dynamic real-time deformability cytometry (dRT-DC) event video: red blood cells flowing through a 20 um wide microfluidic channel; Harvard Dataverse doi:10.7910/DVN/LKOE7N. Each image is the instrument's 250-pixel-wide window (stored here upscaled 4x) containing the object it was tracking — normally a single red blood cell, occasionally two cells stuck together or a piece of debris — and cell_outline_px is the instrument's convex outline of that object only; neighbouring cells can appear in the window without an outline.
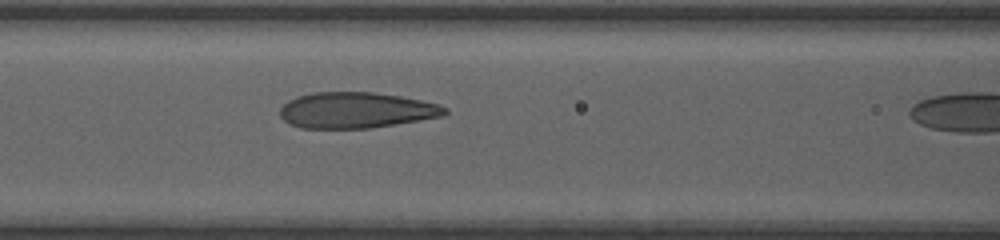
{"species": "human", "species_latin": "Homo sapiens", "temperature_condition": "room temperature", "stored_images_in_passage": 10, "camera_frame_rate_fps": 3000, "um_per_image_px": 0.085, "donor": {"sex": "female"}, "frame": {"image": 1, "passage_image": 9, "time_ms": 2.667, "image_size_px": [1000, 240], "cell_outline_px": [[448, 112], [444, 116], [420, 120], [368, 128], [300, 128], [288, 124], [280, 116], [280, 108], [288, 100], [296, 96], [312, 92], [372, 92], [400, 96], [440, 104], [448, 108]], "centroid_in_image_um": [30.26, 9.36], "position_along_channel_um": 136.3, "area_um2": 34.62}}